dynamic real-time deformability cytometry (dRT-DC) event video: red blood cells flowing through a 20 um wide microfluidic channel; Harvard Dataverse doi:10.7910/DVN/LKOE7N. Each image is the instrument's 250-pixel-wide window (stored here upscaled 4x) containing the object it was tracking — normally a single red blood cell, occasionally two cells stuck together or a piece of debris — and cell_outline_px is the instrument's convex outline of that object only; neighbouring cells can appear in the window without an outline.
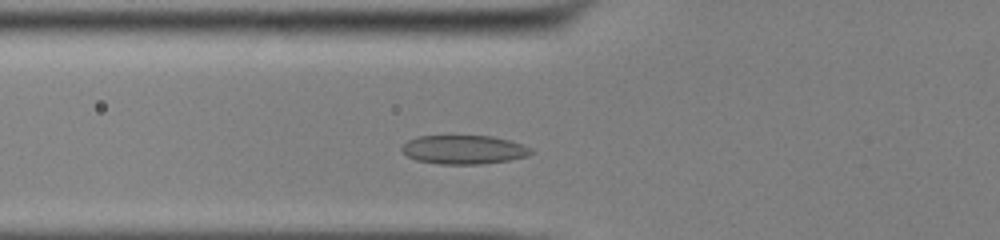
{"species": "common noctule bat (a hibernating species)", "species_latin": "Nyctalus noctula", "temperature_condition": "cold", "stored_images_in_passage": 33, "camera_frame_rate_fps": 3000, "um_per_image_px": 0.085, "animal": {"sex": "male", "body_mass_g": 13.0, "forearm_length_mm": 53.1}, "frame": {"image": 1, "passage_image": 4, "time_ms": 1.0, "image_size_px": [1000, 240], "cell_outline_px": [[532, 152], [528, 156], [508, 160], [480, 164], [440, 164], [416, 160], [408, 156], [400, 148], [408, 140], [416, 136], [492, 136], [508, 140], [532, 148]], "centroid_in_image_um": [39.41, 12.72], "position_along_channel_um": 86.4, "area_um2": 21.56}}
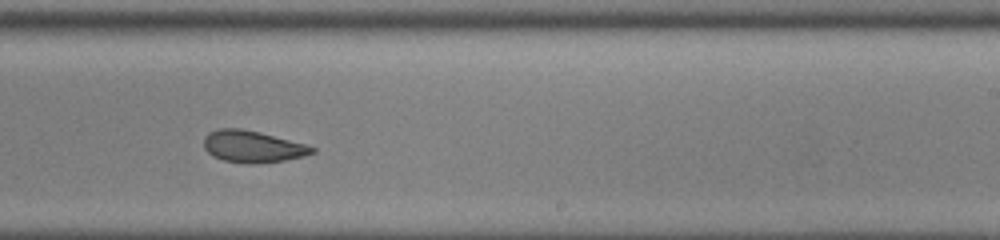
{"frame": {"image": 2, "passage_image": 18, "time_ms": 5.667, "image_size_px": [1000, 240], "cell_outline_px": [[316, 152], [304, 156], [284, 160], [252, 164], [248, 164], [224, 160], [212, 156], [204, 148], [204, 136], [208, 132], [220, 128], [240, 128], [260, 132], [308, 144], [316, 148]], "centroid_in_image_um": [21.48, 12.45], "position_along_channel_um": 267.5, "area_um2": 20.23}}
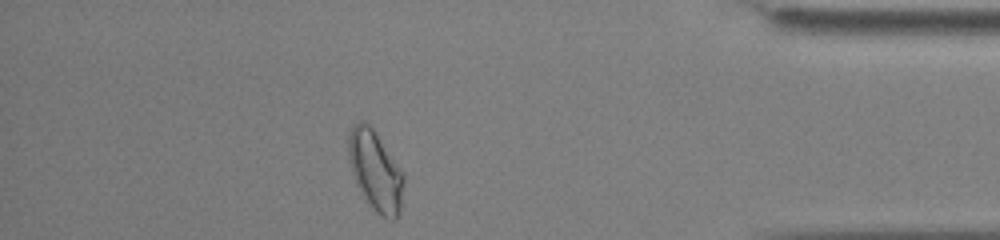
{"frame": {"image": 3, "passage_image": 31, "time_ms": 10.0, "image_size_px": [1000, 240], "cell_outline_px": [[404, 180], [400, 208], [396, 220], [388, 220], [380, 216], [368, 204], [356, 184], [348, 160], [348, 136], [352, 124], [360, 120], [364, 120], [372, 128], [404, 176]], "centroid_in_image_um": [31.87, 14.54], "position_along_channel_um": 403.3, "area_um2": 25.49}, "authors_computed_cell_mechanics": {"area_um2": 20.519, "velocity_mm_per_s": 3.8819, "shape_relaxation_time_tau1_ms": null, "shape_relaxation_time_tau2_ms": 2.1653, "deformation_change_tau1": null, "deformation_change_tau2": 0.071}}